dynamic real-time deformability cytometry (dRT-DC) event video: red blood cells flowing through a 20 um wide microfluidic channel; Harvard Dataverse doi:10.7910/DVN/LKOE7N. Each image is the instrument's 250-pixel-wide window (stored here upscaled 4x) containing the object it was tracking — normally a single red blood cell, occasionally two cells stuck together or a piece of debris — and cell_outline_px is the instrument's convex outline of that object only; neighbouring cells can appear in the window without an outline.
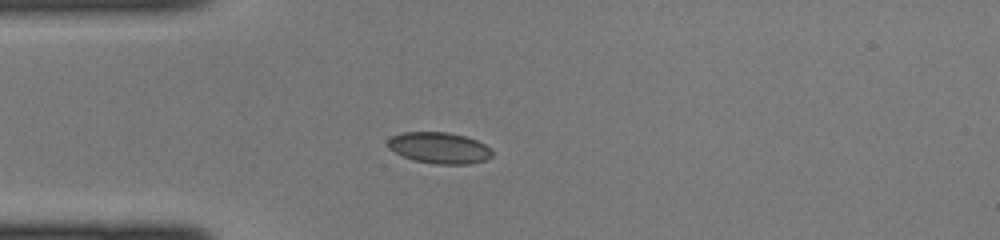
{"species": "common noctule bat (a hibernating species)", "species_latin": "Nyctalus noctula", "temperature_condition": "cold", "stored_images_in_passage": 34, "camera_frame_rate_fps": 3000, "um_per_image_px": 0.085, "animal": {"sex": "female", "body_mass_g": 22.0, "forearm_length_mm": 56.7}, "frame": {"image": 1, "passage_image": 1, "time_ms": 0.0, "image_size_px": [1000, 240], "cell_outline_px": [[492, 156], [484, 160], [472, 164], [436, 164], [412, 160], [388, 148], [388, 140], [392, 136], [400, 132], [448, 132], [464, 136], [476, 140], [492, 148]], "centroid_in_image_um": [37.35, 12.57], "position_along_channel_um": 47.7, "area_um2": 19.02}}
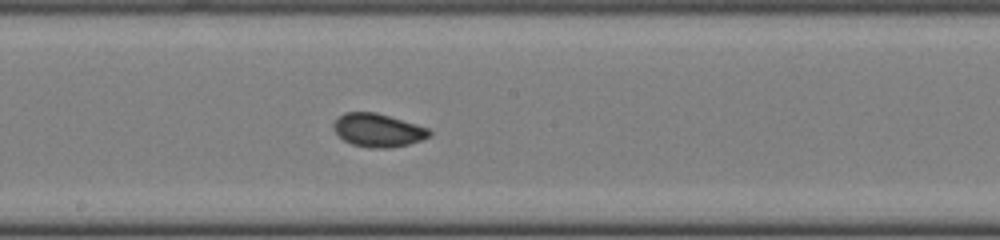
{"frame": {"image": 2, "passage_image": 13, "time_ms": 4.0, "image_size_px": [1000, 240], "cell_outline_px": [[432, 132], [428, 136], [420, 140], [408, 144], [388, 148], [372, 148], [352, 144], [344, 140], [332, 128], [332, 124], [344, 112], [376, 112], [416, 124], [428, 128]], "centroid_in_image_um": [32.1, 11.06], "position_along_channel_um": 216.1, "area_um2": 18.38}}
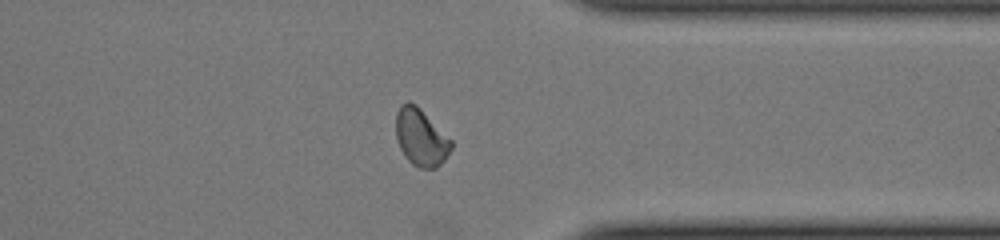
{"frame": {"image": 3, "passage_image": 24, "time_ms": 7.667, "image_size_px": [1000, 240], "cell_outline_px": [[452, 148], [448, 156], [436, 168], [420, 168], [412, 164], [404, 156], [400, 148], [396, 136], [396, 112], [400, 104], [408, 100], [416, 104], [452, 140]], "centroid_in_image_um": [35.77, 11.66], "position_along_channel_um": 375.6, "area_um2": 18.55}}